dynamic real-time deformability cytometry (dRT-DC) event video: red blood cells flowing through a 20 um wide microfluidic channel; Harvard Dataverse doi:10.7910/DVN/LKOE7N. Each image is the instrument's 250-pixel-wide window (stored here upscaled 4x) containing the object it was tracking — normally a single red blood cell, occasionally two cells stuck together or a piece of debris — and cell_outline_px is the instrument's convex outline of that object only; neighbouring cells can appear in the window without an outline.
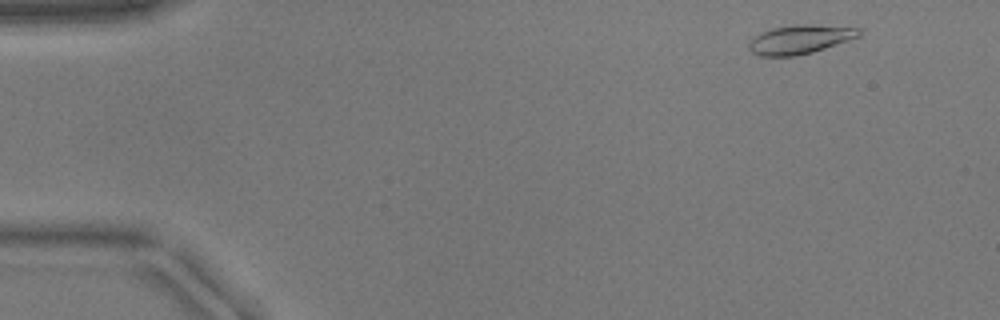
{"species": "common noctule bat (a hibernating species)", "species_latin": "Nyctalus noctula", "temperature_condition": "warm", "stored_images_in_passage": 49, "camera_frame_rate_fps": 3000, "um_per_image_px": 0.085, "animal": {"sex": "male", "body_mass_g": 17.9}, "frame": {"image": 1, "passage_image": 2, "time_ms": 0.333, "image_size_px": [1000, 320], "cell_outline_px": [[860, 36], [812, 52], [796, 56], [760, 56], [752, 52], [748, 48], [748, 44], [760, 32], [772, 28], [796, 24], [812, 24], [860, 28]], "centroid_in_image_um": [67.98, 3.34], "position_along_channel_um": 17.0, "area_um2": 18.44}}
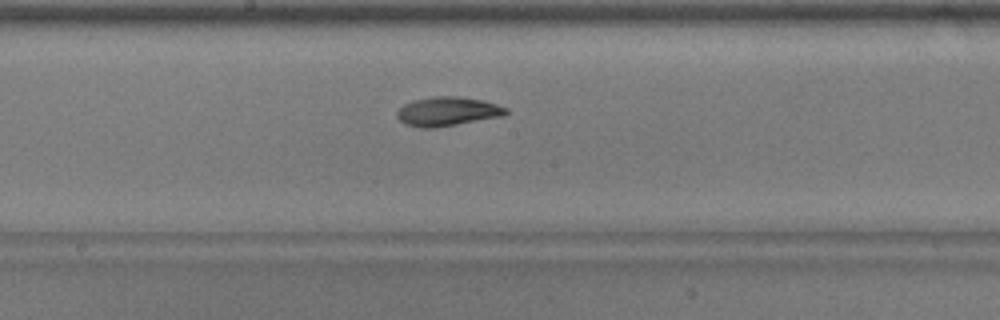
{"frame": {"image": 2, "passage_image": 25, "time_ms": 8.0, "image_size_px": [1000, 320], "cell_outline_px": [[508, 112], [504, 116], [436, 128], [420, 128], [404, 124], [396, 116], [396, 112], [404, 104], [412, 100], [432, 96], [456, 96], [484, 100], [508, 108]], "centroid_in_image_um": [38.03, 9.47], "position_along_channel_um": 210.2, "area_um2": 18.73}}
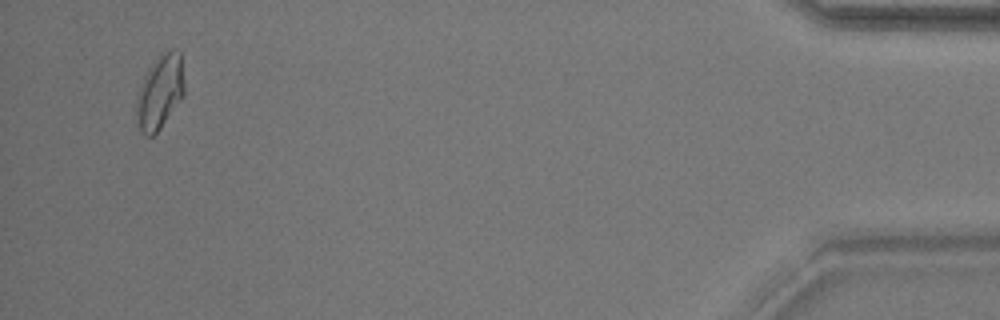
{"frame": {"image": 3, "passage_image": 47, "time_ms": 15.333, "image_size_px": [1000, 320], "cell_outline_px": [[184, 96], [160, 128], [152, 136], [148, 136], [140, 128], [136, 112], [136, 92], [152, 60], [160, 52], [172, 48], [180, 52], [184, 84]], "centroid_in_image_um": [13.59, 7.74], "position_along_channel_um": 421.6, "area_um2": 20.87}}